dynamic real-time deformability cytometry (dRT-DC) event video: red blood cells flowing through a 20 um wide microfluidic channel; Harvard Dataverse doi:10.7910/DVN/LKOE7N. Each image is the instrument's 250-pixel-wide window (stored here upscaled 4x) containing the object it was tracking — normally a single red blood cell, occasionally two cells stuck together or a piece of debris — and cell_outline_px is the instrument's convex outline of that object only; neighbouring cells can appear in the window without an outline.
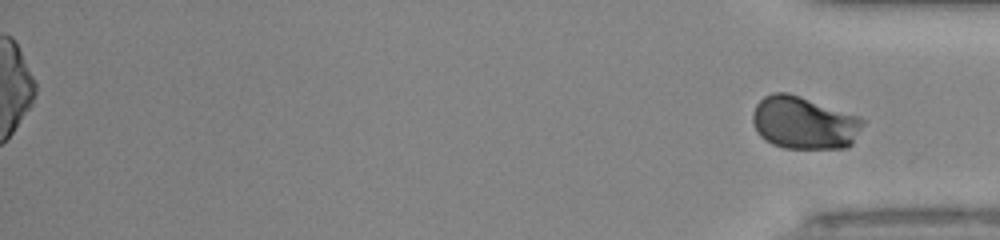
{"species": "human", "species_latin": "Homo sapiens", "temperature_condition": "room temperature", "stored_images_in_passage": 40, "segment_of_instrument_passage": [2, 2], "camera_frame_rate_fps": 3000, "um_per_image_px": 0.085, "donor": {"sex": "male"}, "frame": {"image": 1, "passage_image": 40, "time_ms": 13.0, "image_size_px": [1000, 240], "cell_outline_px": [[868, 120], [852, 144], [848, 148], [784, 148], [772, 144], [764, 140], [756, 132], [752, 120], [752, 112], [756, 104], [764, 96], [772, 92], [788, 92], [860, 116]], "centroid_in_image_um": [68.36, 10.44], "position_along_channel_um": 366.8, "area_um2": 34.39}}